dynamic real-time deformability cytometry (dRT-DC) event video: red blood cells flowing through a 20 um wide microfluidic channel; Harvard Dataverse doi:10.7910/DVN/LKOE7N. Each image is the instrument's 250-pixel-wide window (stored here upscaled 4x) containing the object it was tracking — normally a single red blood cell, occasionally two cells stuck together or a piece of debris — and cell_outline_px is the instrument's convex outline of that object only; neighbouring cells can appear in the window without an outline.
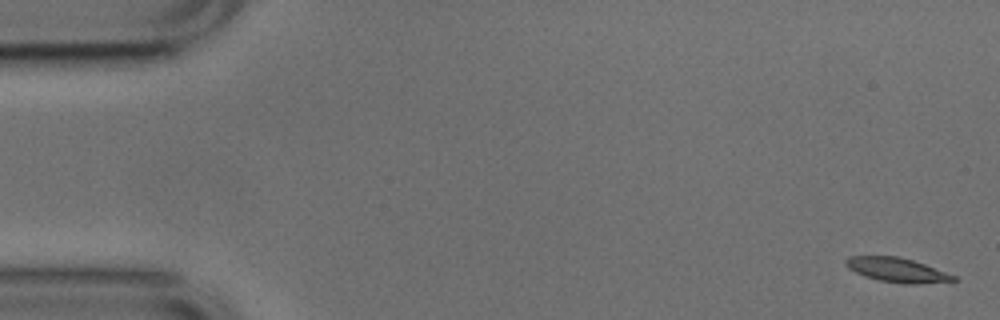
{"species": "common noctule bat (a hibernating species)", "species_latin": "Nyctalus noctula", "temperature_condition": "cold", "stored_images_in_passage": 52, "camera_frame_rate_fps": 3000, "um_per_image_px": 0.085, "animal": {"sex": "male", "body_mass_g": 17.9, "forearm_length_mm": 54.2}, "frame": {"image": 1, "passage_image": 1, "time_ms": 0.0, "image_size_px": [1000, 320], "cell_outline_px": [[960, 280], [916, 284], [904, 284], [880, 280], [864, 276], [848, 268], [844, 264], [844, 260], [848, 256], [900, 256], [924, 264], [956, 276]], "centroid_in_image_um": [76.23, 22.94], "position_along_channel_um": 8.8, "area_um2": 15.26}}
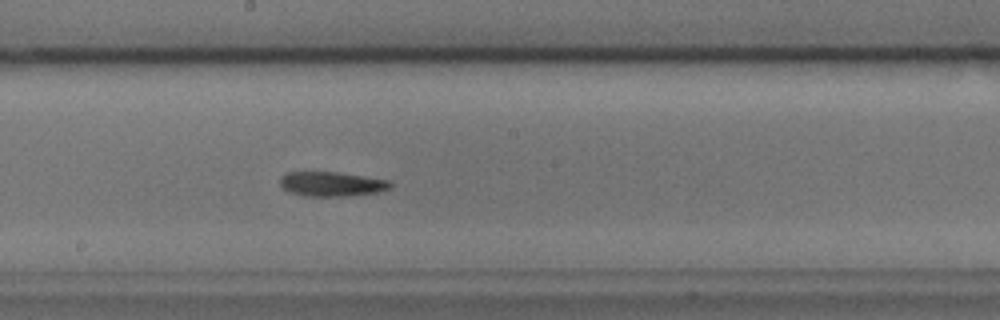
{"frame": {"image": 2, "passage_image": 28, "time_ms": 9.0, "image_size_px": [1000, 320], "cell_outline_px": [[392, 188], [376, 192], [344, 196], [304, 196], [288, 192], [280, 184], [280, 176], [288, 172], [336, 172], [388, 180], [392, 184]], "centroid_in_image_um": [28.15, 15.64], "position_along_channel_um": 220.0, "area_um2": 15.66}}
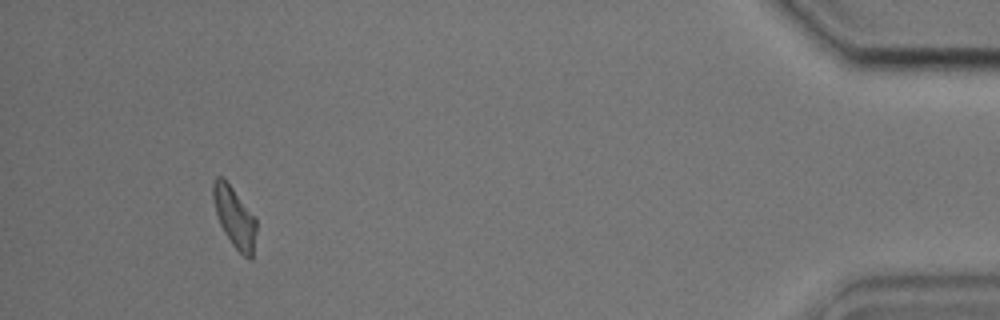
{"frame": {"image": 3, "passage_image": 49, "time_ms": 16.0, "image_size_px": [1000, 320], "cell_outline_px": [[256, 232], [252, 260], [248, 260], [232, 244], [224, 232], [220, 224], [216, 212], [212, 196], [212, 184], [216, 176], [224, 176], [256, 216]], "centroid_in_image_um": [19.94, 18.42], "position_along_channel_um": 415.3, "area_um2": 15.61}, "authors_computed_cell_mechanics": {"area_um2": 15.6349, "velocity_mm_per_s": 3.7554, "shape_relaxation_time_tau1_ms": 6.973, "shape_relaxation_time_tau2_ms": 4.3277, "deformation_change_tau1": 0.1909, "deformation_change_tau2": 0.1327}}